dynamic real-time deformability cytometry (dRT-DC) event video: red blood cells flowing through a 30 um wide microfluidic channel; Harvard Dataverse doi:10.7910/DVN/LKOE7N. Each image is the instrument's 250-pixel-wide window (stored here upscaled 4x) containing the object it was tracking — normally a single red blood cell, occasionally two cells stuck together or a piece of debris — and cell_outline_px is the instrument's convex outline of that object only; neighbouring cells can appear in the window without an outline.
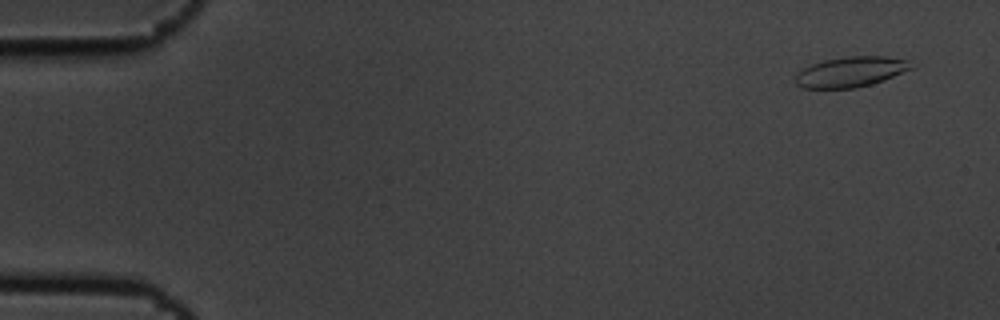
{"species": "common noctule bat (a hibernating species)", "species_latin": "Nyctalus noctula", "temperature_condition": "cold", "stored_images_in_passage": 4, "camera_frame_rate_fps": 3000, "um_per_image_px": 0.085, "animal": {"sex": "male", "body_mass_g": 19.5, "forearm_length_mm": 54.6}, "frame": {"image": 1, "passage_image": 1, "time_ms": 0.0, "image_size_px": [1000, 320], "cell_outline_px": [[916, 68], [884, 80], [872, 84], [856, 88], [800, 88], [796, 84], [796, 72], [812, 64], [824, 60], [848, 56], [884, 56], [908, 60]], "centroid_in_image_um": [72.35, 6.11], "position_along_channel_um": 12.7, "area_um2": 20.63}}